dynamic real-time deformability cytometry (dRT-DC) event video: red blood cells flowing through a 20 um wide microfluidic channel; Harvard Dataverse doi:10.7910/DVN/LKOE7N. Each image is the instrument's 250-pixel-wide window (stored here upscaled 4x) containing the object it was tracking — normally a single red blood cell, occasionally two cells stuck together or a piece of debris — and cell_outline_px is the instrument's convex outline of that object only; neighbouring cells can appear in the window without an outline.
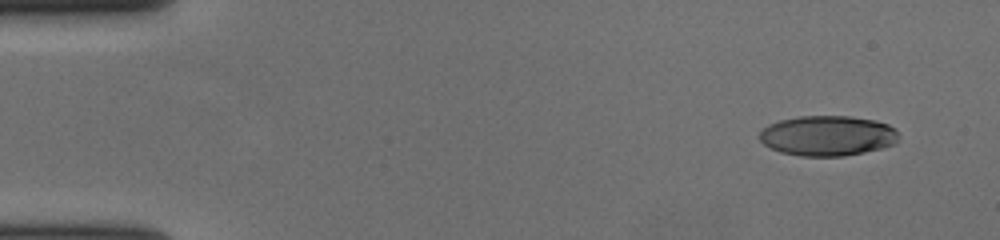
{"species": "human", "species_latin": "Homo sapiens", "temperature_condition": "cold", "stored_images_in_passage": 53, "camera_frame_rate_fps": 3000, "um_per_image_px": 0.085, "donor": {"sex": "female"}, "frame": {"image": 1, "passage_image": 1, "time_ms": 0.0, "image_size_px": [1000, 240], "cell_outline_px": [[896, 140], [892, 144], [880, 148], [864, 152], [844, 156], [800, 156], [780, 152], [764, 144], [760, 140], [760, 132], [768, 124], [780, 120], [800, 116], [848, 116], [876, 120], [888, 124], [896, 132]], "centroid_in_image_um": [70.3, 11.53], "position_along_channel_um": 14.7, "area_um2": 32.31}}
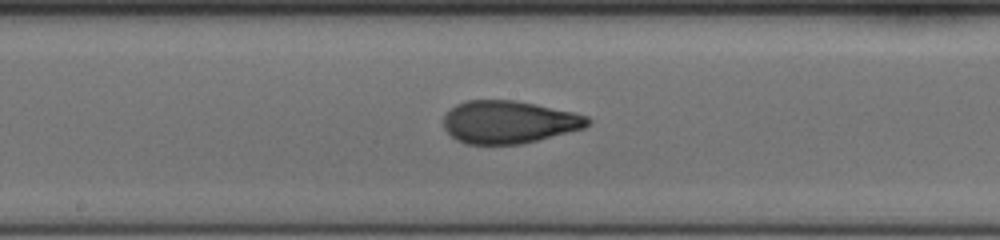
{"frame": {"image": 2, "passage_image": 27, "time_ms": 8.667, "image_size_px": [1000, 240], "cell_outline_px": [[592, 120], [584, 128], [520, 144], [464, 144], [456, 140], [444, 128], [444, 116], [456, 104], [468, 100], [516, 100], [536, 104], [572, 112], [588, 116]], "centroid_in_image_um": [43.24, 10.37], "position_along_channel_um": 205.0, "area_um2": 35.66}}
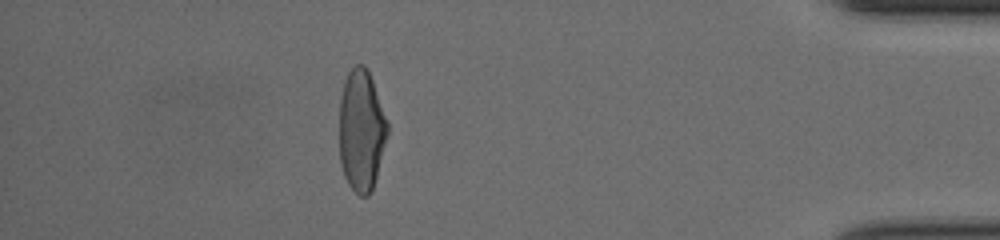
{"frame": {"image": 3, "passage_image": 47, "time_ms": 15.333, "image_size_px": [1000, 240], "cell_outline_px": [[388, 132], [372, 192], [368, 196], [360, 196], [348, 184], [344, 176], [340, 164], [340, 100], [344, 80], [348, 72], [356, 64], [364, 64], [372, 80], [388, 124]], "centroid_in_image_um": [30.7, 11.11], "position_along_channel_um": 404.5, "area_um2": 33.87}, "authors_computed_cell_mechanics": {"area_um2": 35.4892, "velocity_mm_per_s": 3.7068, "shape_relaxation_time_tau1_ms": 5.5948, "shape_relaxation_time_tau2_ms": 1.2267, "deformation_change_tau1": 0.2252, "deformation_change_tau2": 0.0799}}